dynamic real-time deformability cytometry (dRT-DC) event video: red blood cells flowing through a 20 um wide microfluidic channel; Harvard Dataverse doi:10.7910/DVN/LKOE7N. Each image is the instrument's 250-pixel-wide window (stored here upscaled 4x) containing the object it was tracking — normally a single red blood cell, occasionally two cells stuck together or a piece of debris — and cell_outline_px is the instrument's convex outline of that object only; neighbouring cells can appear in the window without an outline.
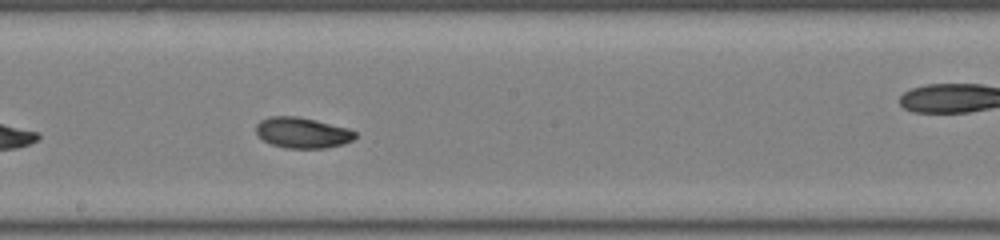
{"species": "common noctule bat (a hibernating species)", "species_latin": "Nyctalus noctula", "temperature_condition": "room temperature", "stored_images_in_passage": 34, "camera_frame_rate_fps": 3000, "um_per_image_px": 0.085, "animal": {"sex": "male", "body_mass_g": 19.0, "forearm_length_mm": 50.8}, "frame": {"image": 1, "passage_image": 15, "time_ms": 4.667, "image_size_px": [1000, 240], "cell_outline_px": [[356, 136], [352, 140], [344, 144], [324, 148], [284, 148], [272, 144], [264, 140], [256, 132], [256, 124], [260, 120], [268, 116], [296, 116], [316, 120], [348, 128], [356, 132]], "centroid_in_image_um": [25.7, 11.27], "position_along_channel_um": 222.5, "area_um2": 17.74}, "authors_computed_cell_mechanics": {"area_um2": 17.6868, "velocity_mm_per_s": 3.9542, "shape_relaxation_time_tau1_ms": 3.0049, "shape_relaxation_time_tau2_ms": 2.6797, "deformation_change_tau1": 0.1147, "deformation_change_tau2": 0.0605}}